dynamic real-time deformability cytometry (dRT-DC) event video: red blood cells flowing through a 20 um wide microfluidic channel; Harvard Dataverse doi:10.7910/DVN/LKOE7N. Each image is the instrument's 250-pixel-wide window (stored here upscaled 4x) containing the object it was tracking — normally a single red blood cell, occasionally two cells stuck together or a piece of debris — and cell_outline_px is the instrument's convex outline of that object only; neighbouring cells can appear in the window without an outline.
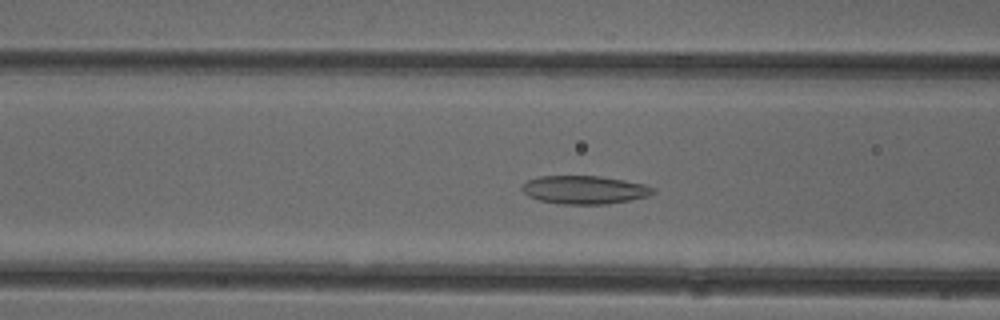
{"species": "common noctule bat (a hibernating species)", "species_latin": "Nyctalus noctula", "temperature_condition": "cold", "stored_images_in_passage": 48, "camera_frame_rate_fps": 3000, "um_per_image_px": 0.085, "animal": {"sex": "female"}, "frame": {"image": 1, "passage_image": 17, "time_ms": 5.333, "image_size_px": [1000, 320], "cell_outline_px": [[656, 192], [648, 196], [608, 204], [564, 204], [540, 200], [528, 196], [520, 188], [528, 180], [540, 176], [600, 176], [624, 180], [644, 184], [652, 188]], "centroid_in_image_um": [49.68, 16.13], "position_along_channel_um": 116.9, "area_um2": 21.39}}
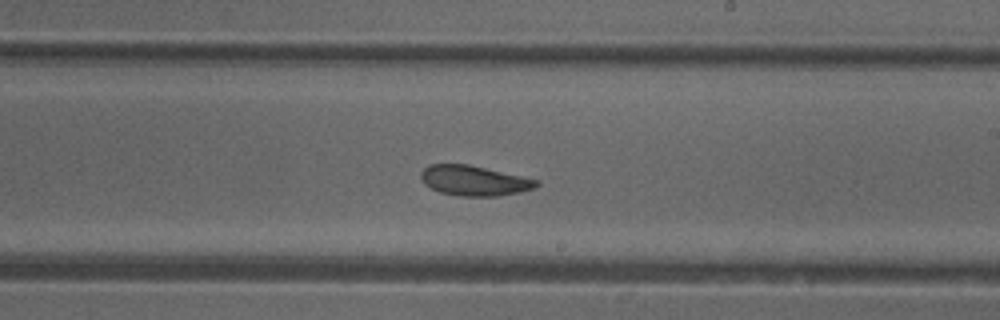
{"frame": {"image": 2, "passage_image": 27, "time_ms": 8.667, "image_size_px": [1000, 320], "cell_outline_px": [[540, 184], [532, 188], [520, 192], [496, 196], [460, 196], [440, 192], [424, 184], [420, 176], [420, 172], [428, 164], [468, 164], [540, 180]], "centroid_in_image_um": [40.29, 15.35], "position_along_channel_um": 248.7, "area_um2": 20.23}}
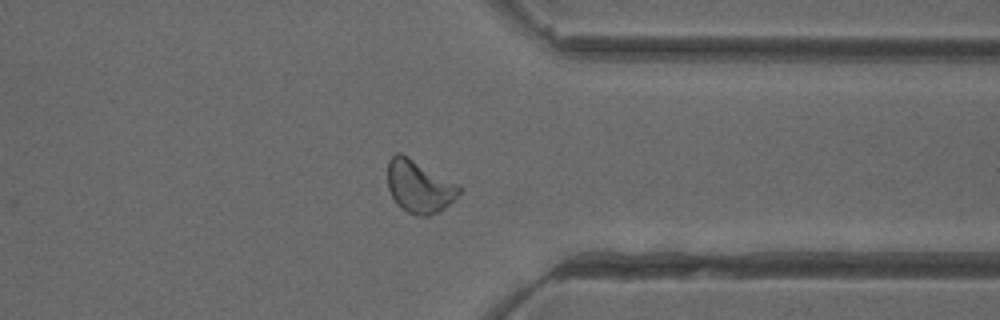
{"frame": {"image": 3, "passage_image": 37, "time_ms": 12.0, "image_size_px": [1000, 320], "cell_outline_px": [[464, 188], [444, 208], [428, 216], [420, 216], [408, 212], [396, 204], [388, 188], [388, 160], [396, 152], [400, 152], [408, 156], [460, 184]], "centroid_in_image_um": [35.64, 15.83], "position_along_channel_um": 375.8, "area_um2": 21.96}, "authors_computed_cell_mechanics": {"area_um2": 21.6461, "velocity_mm_per_s": 3.9567, "shape_relaxation_time_tau1_ms": null, "shape_relaxation_time_tau2_ms": 4.0542, "deformation_change_tau1": null, "deformation_change_tau2": 0.1122}}